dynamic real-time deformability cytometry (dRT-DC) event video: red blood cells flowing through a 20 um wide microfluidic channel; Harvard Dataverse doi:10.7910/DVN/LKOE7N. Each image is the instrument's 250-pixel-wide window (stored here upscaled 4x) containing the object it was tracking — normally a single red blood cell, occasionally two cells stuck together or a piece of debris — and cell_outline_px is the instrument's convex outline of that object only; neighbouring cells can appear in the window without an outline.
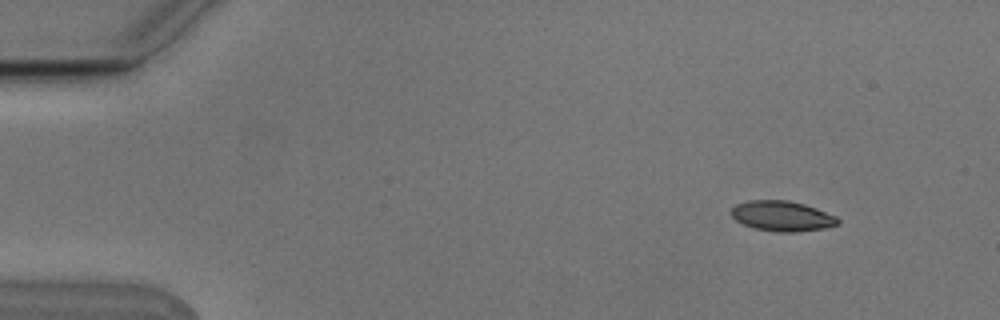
{"species": "Egyptian fruit bat (a non-hibernating species)", "species_latin": "Rousettus aegyptiacus", "temperature_condition": "cold", "stored_images_in_passage": 4, "camera_frame_rate_fps": 3000, "um_per_image_px": 0.085, "animal": {"sex": "male"}, "frame": {"image": 1, "passage_image": 1, "time_ms": 0.0, "image_size_px": [1000, 320], "cell_outline_px": [[840, 224], [824, 228], [796, 232], [776, 232], [756, 228], [744, 224], [736, 220], [732, 216], [732, 208], [736, 204], [748, 200], [788, 200], [804, 204], [816, 208], [836, 216], [840, 220]], "centroid_in_image_um": [66.5, 18.36], "position_along_channel_um": 18.5, "area_um2": 18.73}}
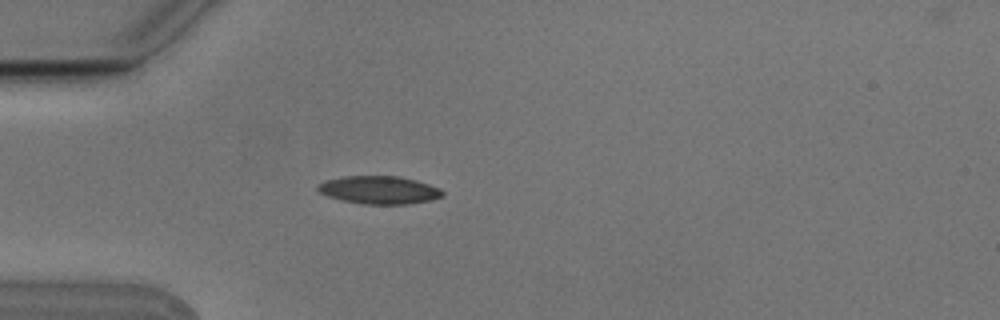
{"frame": {"image": 2, "passage_image": 4, "time_ms": 1.0, "image_size_px": [1000, 320], "cell_outline_px": [[444, 196], [432, 200], [408, 204], [364, 204], [344, 200], [328, 196], [320, 192], [316, 188], [316, 184], [324, 180], [344, 176], [400, 176], [416, 180], [440, 188], [444, 192]], "centroid_in_image_um": [32.24, 16.14], "position_along_channel_um": 52.8, "area_um2": 20.4}}